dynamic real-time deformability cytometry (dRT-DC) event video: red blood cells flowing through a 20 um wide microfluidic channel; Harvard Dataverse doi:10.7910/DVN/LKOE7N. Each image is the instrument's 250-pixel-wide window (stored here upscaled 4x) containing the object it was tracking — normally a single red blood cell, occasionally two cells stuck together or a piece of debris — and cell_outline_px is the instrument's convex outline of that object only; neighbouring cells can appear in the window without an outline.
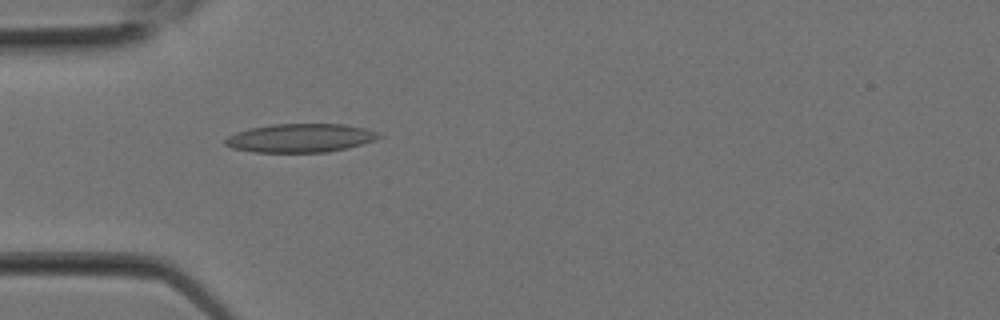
{"species": "Egyptian fruit bat (a non-hibernating species)", "species_latin": "Rousettus aegyptiacus", "temperature_condition": "room temperature", "stored_images_in_passage": 7, "camera_frame_rate_fps": 3000, "um_per_image_px": 0.085, "animal": {"sex": "female"}, "frame": {"image": 1, "passage_image": 7, "time_ms": 2.0, "image_size_px": [1000, 320], "cell_outline_px": [[384, 136], [376, 140], [348, 148], [328, 152], [256, 152], [232, 148], [224, 144], [224, 140], [228, 136], [236, 132], [248, 128], [272, 124], [344, 124], [364, 128], [380, 132]], "centroid_in_image_um": [25.56, 11.73], "position_along_channel_um": 59.4, "area_um2": 25.84}}